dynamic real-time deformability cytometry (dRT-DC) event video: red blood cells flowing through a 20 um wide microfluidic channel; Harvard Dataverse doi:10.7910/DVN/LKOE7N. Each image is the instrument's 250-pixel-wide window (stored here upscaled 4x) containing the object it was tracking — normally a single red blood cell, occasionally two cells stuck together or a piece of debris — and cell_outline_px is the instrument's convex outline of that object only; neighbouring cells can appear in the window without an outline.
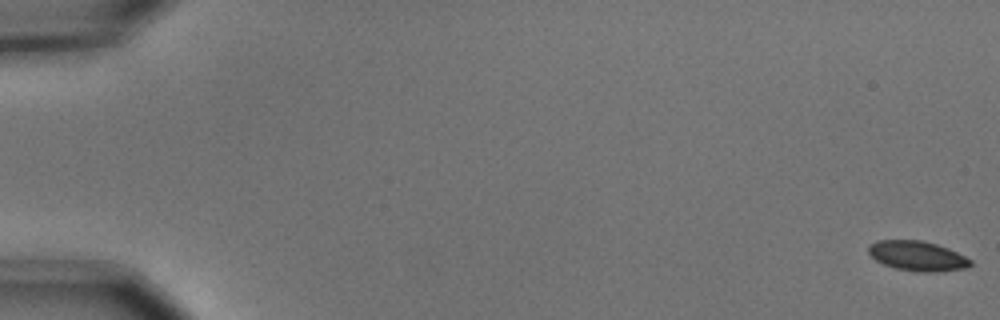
{"species": "common noctule bat (a hibernating species)", "species_latin": "Nyctalus noctula", "temperature_condition": "cold", "stored_images_in_passage": 7, "camera_frame_rate_fps": 3000, "um_per_image_px": 0.085, "animal": {"sex": "male", "body_mass_g": 15.6}, "frame": {"image": 1, "passage_image": 1, "time_ms": 0.0, "image_size_px": [1000, 320], "cell_outline_px": [[972, 264], [964, 268], [936, 272], [916, 272], [896, 268], [884, 264], [876, 260], [868, 252], [868, 248], [872, 244], [880, 240], [924, 240], [948, 248], [972, 260]], "centroid_in_image_um": [77.99, 21.76], "position_along_channel_um": 7.0, "area_um2": 17.57}}
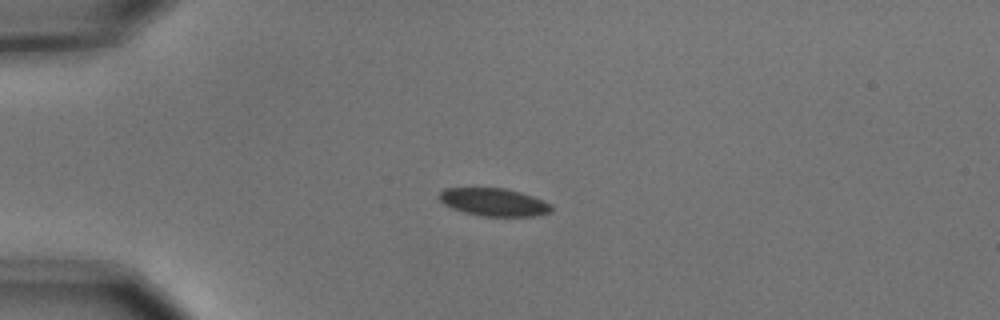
{"frame": {"image": 2, "passage_image": 5, "time_ms": 1.333, "image_size_px": [1000, 320], "cell_outline_px": [[552, 208], [548, 212], [532, 216], [480, 216], [464, 212], [452, 208], [444, 204], [440, 200], [440, 192], [444, 188], [504, 188], [520, 192], [544, 200]], "centroid_in_image_um": [41.94, 17.18], "position_along_channel_um": 43.1, "area_um2": 17.92}}
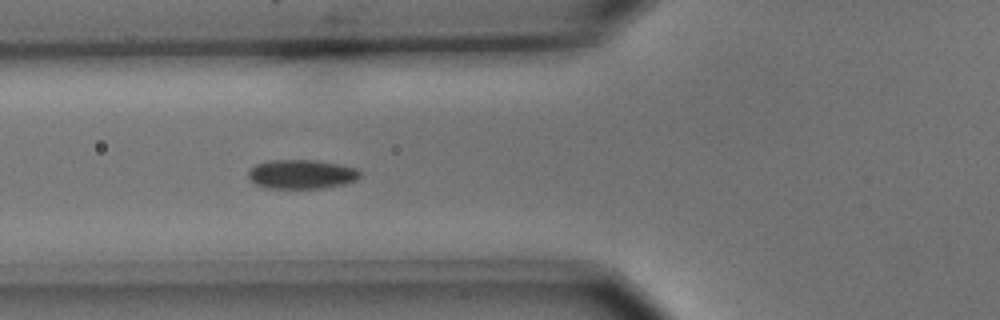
{"frame": {"image": 3, "passage_image": 7, "time_ms": 2.0, "image_size_px": [1000, 320], "cell_outline_px": [[360, 176], [356, 180], [344, 184], [324, 188], [268, 188], [256, 184], [248, 176], [248, 172], [256, 164], [268, 160], [312, 160], [340, 164], [356, 168], [360, 172]], "centroid_in_image_um": [25.65, 14.81], "position_along_channel_um": 100.2, "area_um2": 18.9}}